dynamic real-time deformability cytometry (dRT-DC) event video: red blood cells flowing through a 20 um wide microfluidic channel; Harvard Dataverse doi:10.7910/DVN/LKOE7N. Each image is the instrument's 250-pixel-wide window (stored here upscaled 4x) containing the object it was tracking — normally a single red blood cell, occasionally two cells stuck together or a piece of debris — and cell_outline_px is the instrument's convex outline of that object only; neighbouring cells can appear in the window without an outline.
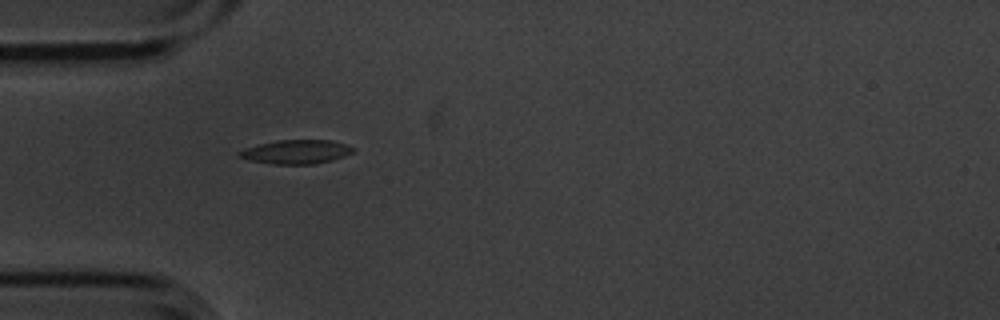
{"species": "common noctule bat (a hibernating species)", "species_latin": "Nyctalus noctula", "temperature_condition": "cold", "stored_images_in_passage": 4, "camera_frame_rate_fps": 3000, "um_per_image_px": 0.085, "animal": {"sex": "male", "body_mass_g": 20.1, "forearm_length_mm": 53.5}, "frame": {"image": 1, "passage_image": 1, "time_ms": 0.0, "image_size_px": [1000, 320], "cell_outline_px": [[356, 148], [352, 152], [344, 156], [332, 160], [316, 164], [272, 164], [248, 160], [236, 156], [236, 152], [244, 148], [276, 140], [328, 140], [344, 144]], "centroid_in_image_um": [25.12, 12.91], "position_along_channel_um": 59.9, "area_um2": 15.95}}
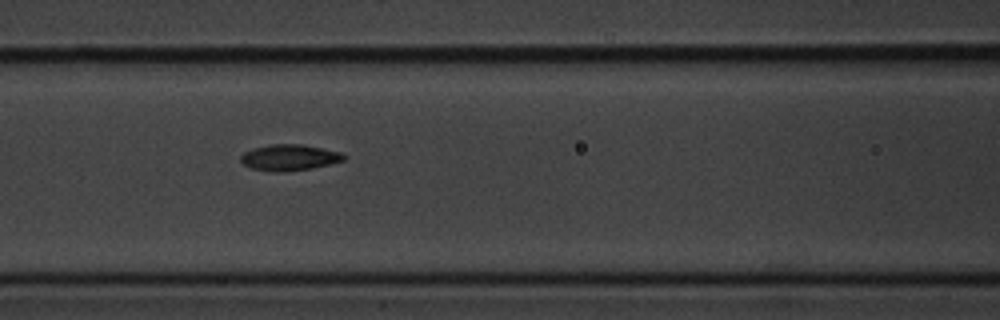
{"frame": {"image": 2, "passage_image": 3, "time_ms": 0.667, "image_size_px": [1000, 320], "cell_outline_px": [[348, 156], [344, 160], [312, 168], [284, 172], [276, 172], [252, 168], [244, 164], [240, 160], [240, 156], [244, 152], [252, 148], [272, 144], [300, 144], [340, 152]], "centroid_in_image_um": [24.58, 13.38], "position_along_channel_um": 142.0, "area_um2": 15.55}}
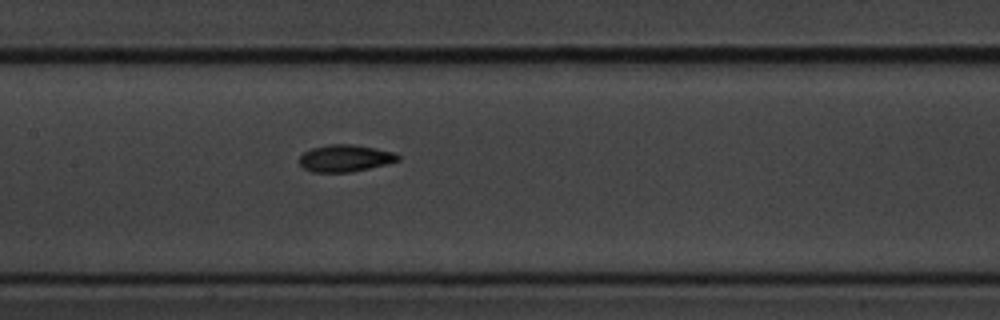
{"frame": {"image": 3, "passage_image": 4, "time_ms": 1.0, "image_size_px": [1000, 320], "cell_outline_px": [[400, 160], [368, 168], [348, 172], [312, 172], [304, 168], [300, 164], [300, 156], [304, 152], [312, 148], [328, 144], [352, 144], [376, 148], [396, 152], [400, 156]], "centroid_in_image_um": [29.34, 13.43], "position_along_channel_um": 178.1, "area_um2": 15.43}}